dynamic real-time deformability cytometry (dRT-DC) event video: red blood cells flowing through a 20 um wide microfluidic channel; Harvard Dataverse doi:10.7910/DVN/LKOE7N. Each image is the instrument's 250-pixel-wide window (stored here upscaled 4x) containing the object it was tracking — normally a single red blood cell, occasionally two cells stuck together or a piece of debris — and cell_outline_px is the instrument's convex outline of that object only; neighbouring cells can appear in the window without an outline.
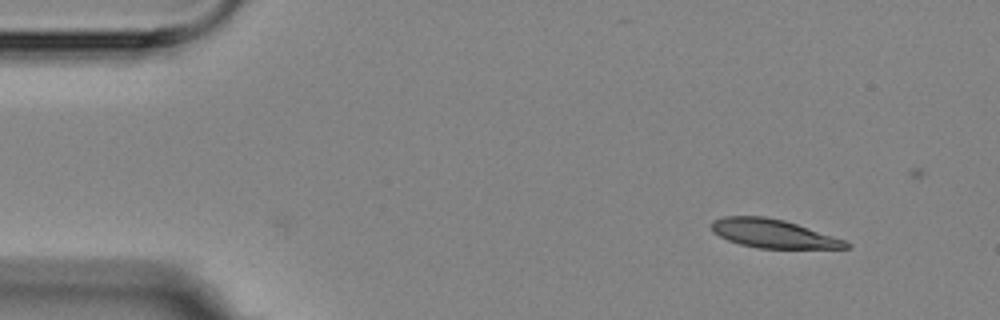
{"species": "Egyptian fruit bat (a non-hibernating species)", "species_latin": "Rousettus aegyptiacus", "temperature_condition": "room temperature", "stored_images_in_passage": 7, "segment_of_instrument_passage": [2, 2], "camera_frame_rate_fps": 3000, "um_per_image_px": 0.085, "animal": {"sex": "female"}, "frame": {"image": 1, "passage_image": 7, "time_ms": 6.667, "image_size_px": [1000, 320], "cell_outline_px": [[852, 244], [848, 248], [756, 248], [740, 244], [728, 240], [712, 232], [712, 220], [724, 216], [764, 216], [784, 220], [844, 240]], "centroid_in_image_um": [65.68, 19.85], "position_along_channel_um": 19.3, "area_um2": 22.14}}